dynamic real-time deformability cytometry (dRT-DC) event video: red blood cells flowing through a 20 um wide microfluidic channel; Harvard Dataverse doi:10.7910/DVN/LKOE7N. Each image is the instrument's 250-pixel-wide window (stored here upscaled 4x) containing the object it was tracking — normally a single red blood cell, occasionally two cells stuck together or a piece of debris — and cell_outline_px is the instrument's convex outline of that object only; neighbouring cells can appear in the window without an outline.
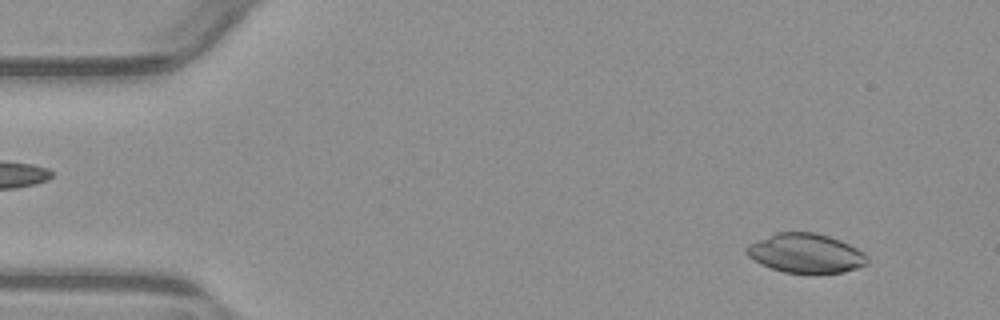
{"species": "common noctule bat (a hibernating species)", "species_latin": "Nyctalus noctula", "temperature_condition": "warm", "stored_images_in_passage": 53, "camera_frame_rate_fps": 3000, "um_per_image_px": 0.085, "animal": {"sex": "male", "body_mass_g": 23.1, "forearm_length_mm": 52.7}, "frame": {"image": 1, "passage_image": 4, "time_ms": 1.0, "image_size_px": [1000, 320], "cell_outline_px": [[868, 264], [844, 272], [784, 272], [760, 264], [748, 256], [744, 252], [744, 248], [748, 244], [756, 240], [776, 232], [816, 232], [840, 240], [864, 252], [868, 256]], "centroid_in_image_um": [68.46, 21.51], "position_along_channel_um": 16.5, "area_um2": 27.57}}
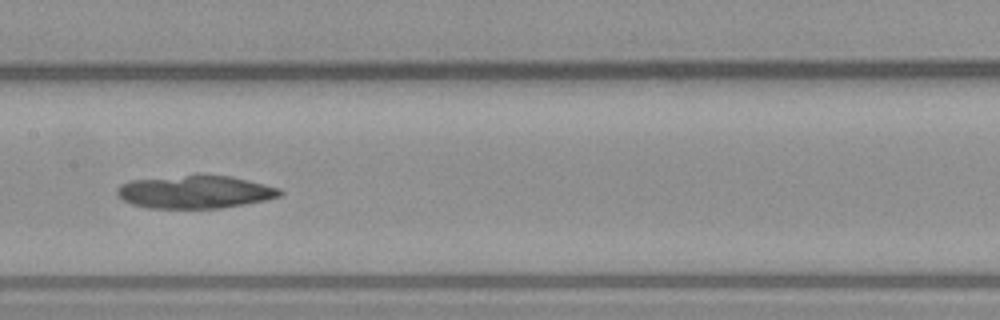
{"frame": {"image": 2, "passage_image": 26, "time_ms": 8.333, "image_size_px": [1000, 320], "cell_outline_px": [[284, 192], [280, 196], [264, 200], [244, 204], [220, 208], [148, 208], [132, 204], [124, 200], [116, 192], [116, 188], [120, 184], [132, 180], [184, 176], [232, 176], [280, 188]], "centroid_in_image_um": [16.59, 16.33], "position_along_channel_um": 190.8, "area_um2": 30.75}}
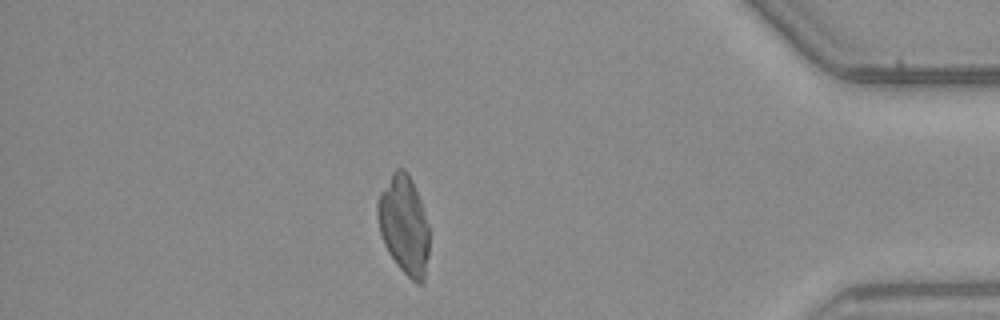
{"frame": {"image": 3, "passage_image": 46, "time_ms": 15.0, "image_size_px": [1000, 320], "cell_outline_px": [[428, 256], [424, 284], [416, 284], [396, 264], [388, 252], [384, 244], [380, 232], [376, 216], [376, 204], [380, 192], [392, 172], [396, 168], [404, 168], [408, 172], [412, 180], [420, 200], [428, 224]], "centroid_in_image_um": [34.33, 19.12], "position_along_channel_um": 400.9, "area_um2": 29.88}}